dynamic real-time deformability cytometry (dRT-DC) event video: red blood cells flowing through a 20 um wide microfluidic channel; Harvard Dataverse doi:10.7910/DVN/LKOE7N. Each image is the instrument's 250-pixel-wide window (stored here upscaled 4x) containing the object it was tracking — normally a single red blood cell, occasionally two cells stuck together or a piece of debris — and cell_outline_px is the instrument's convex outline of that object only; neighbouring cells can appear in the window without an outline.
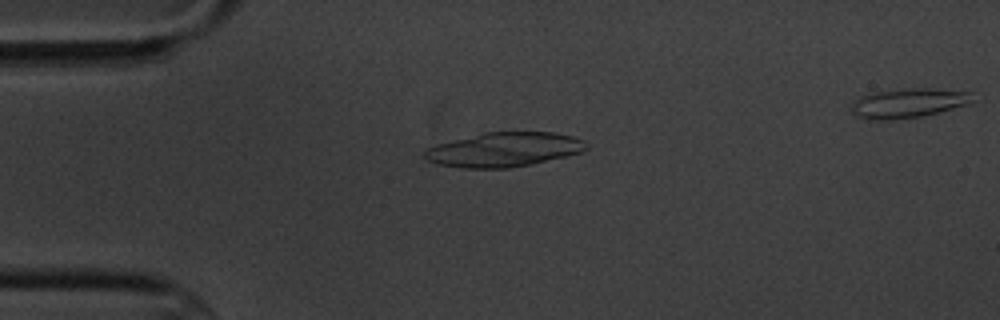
{"species": "common noctule bat (a hibernating species)", "species_latin": "Nyctalus noctula", "temperature_condition": "cold", "stored_images_in_passage": 6, "camera_frame_rate_fps": 3000, "um_per_image_px": 0.085, "animal": {"sex": "male", "body_mass_g": 20.1, "forearm_length_mm": 53.5}, "frame": {"image": 1, "passage_image": 1, "time_ms": 0.0, "image_size_px": [1000, 320], "cell_outline_px": [[588, 148], [580, 152], [532, 164], [508, 168], [464, 168], [436, 164], [428, 160], [424, 156], [424, 148], [436, 144], [484, 132], [552, 132], [572, 136], [584, 140]], "centroid_in_image_um": [42.79, 12.71], "position_along_channel_um": 42.2, "area_um2": 32.31}}